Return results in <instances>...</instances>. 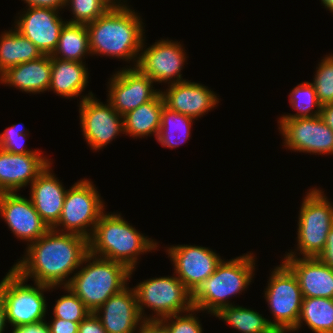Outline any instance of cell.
Here are the masks:
<instances>
[{
	"label": "cell",
	"instance_id": "obj_25",
	"mask_svg": "<svg viewBox=\"0 0 333 333\" xmlns=\"http://www.w3.org/2000/svg\"><path fill=\"white\" fill-rule=\"evenodd\" d=\"M165 105L161 92L151 101L123 115L124 134L132 138H157Z\"/></svg>",
	"mask_w": 333,
	"mask_h": 333
},
{
	"label": "cell",
	"instance_id": "obj_45",
	"mask_svg": "<svg viewBox=\"0 0 333 333\" xmlns=\"http://www.w3.org/2000/svg\"><path fill=\"white\" fill-rule=\"evenodd\" d=\"M110 8H122L128 6V0H102ZM127 1V2H126Z\"/></svg>",
	"mask_w": 333,
	"mask_h": 333
},
{
	"label": "cell",
	"instance_id": "obj_11",
	"mask_svg": "<svg viewBox=\"0 0 333 333\" xmlns=\"http://www.w3.org/2000/svg\"><path fill=\"white\" fill-rule=\"evenodd\" d=\"M145 39L136 66L144 75L159 85L188 80L181 74L188 56L180 41L161 38L147 48Z\"/></svg>",
	"mask_w": 333,
	"mask_h": 333
},
{
	"label": "cell",
	"instance_id": "obj_10",
	"mask_svg": "<svg viewBox=\"0 0 333 333\" xmlns=\"http://www.w3.org/2000/svg\"><path fill=\"white\" fill-rule=\"evenodd\" d=\"M264 298L272 314L269 324L277 333H291L301 311L302 292L296 275L282 261L271 271Z\"/></svg>",
	"mask_w": 333,
	"mask_h": 333
},
{
	"label": "cell",
	"instance_id": "obj_6",
	"mask_svg": "<svg viewBox=\"0 0 333 333\" xmlns=\"http://www.w3.org/2000/svg\"><path fill=\"white\" fill-rule=\"evenodd\" d=\"M323 190L310 188L302 198L297 220V247L285 252L283 257H318L323 251L333 226V202Z\"/></svg>",
	"mask_w": 333,
	"mask_h": 333
},
{
	"label": "cell",
	"instance_id": "obj_1",
	"mask_svg": "<svg viewBox=\"0 0 333 333\" xmlns=\"http://www.w3.org/2000/svg\"><path fill=\"white\" fill-rule=\"evenodd\" d=\"M25 250L11 268L27 281L62 287L79 269L89 245L83 236L49 229Z\"/></svg>",
	"mask_w": 333,
	"mask_h": 333
},
{
	"label": "cell",
	"instance_id": "obj_36",
	"mask_svg": "<svg viewBox=\"0 0 333 333\" xmlns=\"http://www.w3.org/2000/svg\"><path fill=\"white\" fill-rule=\"evenodd\" d=\"M201 312L199 309L192 308L188 312L167 316L161 320L168 326L171 333H204L202 323L197 316Z\"/></svg>",
	"mask_w": 333,
	"mask_h": 333
},
{
	"label": "cell",
	"instance_id": "obj_38",
	"mask_svg": "<svg viewBox=\"0 0 333 333\" xmlns=\"http://www.w3.org/2000/svg\"><path fill=\"white\" fill-rule=\"evenodd\" d=\"M78 333H107L103 328L101 321L94 314L90 313L78 327Z\"/></svg>",
	"mask_w": 333,
	"mask_h": 333
},
{
	"label": "cell",
	"instance_id": "obj_3",
	"mask_svg": "<svg viewBox=\"0 0 333 333\" xmlns=\"http://www.w3.org/2000/svg\"><path fill=\"white\" fill-rule=\"evenodd\" d=\"M123 217L121 212L101 215L88 239L89 253L122 263L130 270L131 279L141 255L156 251L159 242L137 231Z\"/></svg>",
	"mask_w": 333,
	"mask_h": 333
},
{
	"label": "cell",
	"instance_id": "obj_8",
	"mask_svg": "<svg viewBox=\"0 0 333 333\" xmlns=\"http://www.w3.org/2000/svg\"><path fill=\"white\" fill-rule=\"evenodd\" d=\"M133 288L143 320H161L167 316L188 312L193 308L192 293L174 273L172 276L144 279ZM145 309L152 310V314L146 315Z\"/></svg>",
	"mask_w": 333,
	"mask_h": 333
},
{
	"label": "cell",
	"instance_id": "obj_14",
	"mask_svg": "<svg viewBox=\"0 0 333 333\" xmlns=\"http://www.w3.org/2000/svg\"><path fill=\"white\" fill-rule=\"evenodd\" d=\"M108 78L107 101L120 114L125 115L138 106L153 100L160 92L154 81L137 67H122Z\"/></svg>",
	"mask_w": 333,
	"mask_h": 333
},
{
	"label": "cell",
	"instance_id": "obj_4",
	"mask_svg": "<svg viewBox=\"0 0 333 333\" xmlns=\"http://www.w3.org/2000/svg\"><path fill=\"white\" fill-rule=\"evenodd\" d=\"M256 260L252 251L229 261L223 259L215 272L192 293L193 308L215 315L220 309L233 305L230 299L247 291L252 284Z\"/></svg>",
	"mask_w": 333,
	"mask_h": 333
},
{
	"label": "cell",
	"instance_id": "obj_26",
	"mask_svg": "<svg viewBox=\"0 0 333 333\" xmlns=\"http://www.w3.org/2000/svg\"><path fill=\"white\" fill-rule=\"evenodd\" d=\"M41 51L24 35L11 27L0 34V75L8 68L36 60Z\"/></svg>",
	"mask_w": 333,
	"mask_h": 333
},
{
	"label": "cell",
	"instance_id": "obj_15",
	"mask_svg": "<svg viewBox=\"0 0 333 333\" xmlns=\"http://www.w3.org/2000/svg\"><path fill=\"white\" fill-rule=\"evenodd\" d=\"M165 251L174 274L191 293L215 272L223 260L215 250L202 245H170Z\"/></svg>",
	"mask_w": 333,
	"mask_h": 333
},
{
	"label": "cell",
	"instance_id": "obj_27",
	"mask_svg": "<svg viewBox=\"0 0 333 333\" xmlns=\"http://www.w3.org/2000/svg\"><path fill=\"white\" fill-rule=\"evenodd\" d=\"M86 56H92L87 26L66 23L61 30L57 47L51 57L84 62Z\"/></svg>",
	"mask_w": 333,
	"mask_h": 333
},
{
	"label": "cell",
	"instance_id": "obj_2",
	"mask_svg": "<svg viewBox=\"0 0 333 333\" xmlns=\"http://www.w3.org/2000/svg\"><path fill=\"white\" fill-rule=\"evenodd\" d=\"M141 14L125 6L109 8L95 21L87 24L90 51L95 56H109L132 62L136 67L145 38V23Z\"/></svg>",
	"mask_w": 333,
	"mask_h": 333
},
{
	"label": "cell",
	"instance_id": "obj_30",
	"mask_svg": "<svg viewBox=\"0 0 333 333\" xmlns=\"http://www.w3.org/2000/svg\"><path fill=\"white\" fill-rule=\"evenodd\" d=\"M194 121L192 117L172 111L164 105L156 142L170 149L179 147L190 139Z\"/></svg>",
	"mask_w": 333,
	"mask_h": 333
},
{
	"label": "cell",
	"instance_id": "obj_12",
	"mask_svg": "<svg viewBox=\"0 0 333 333\" xmlns=\"http://www.w3.org/2000/svg\"><path fill=\"white\" fill-rule=\"evenodd\" d=\"M96 95L79 102L80 127L84 140L92 151L106 148L117 136L124 134L123 116L107 101Z\"/></svg>",
	"mask_w": 333,
	"mask_h": 333
},
{
	"label": "cell",
	"instance_id": "obj_31",
	"mask_svg": "<svg viewBox=\"0 0 333 333\" xmlns=\"http://www.w3.org/2000/svg\"><path fill=\"white\" fill-rule=\"evenodd\" d=\"M290 107L296 112L281 115L277 119H296L320 116L321 104L316 95L312 82H302L295 86L289 93Z\"/></svg>",
	"mask_w": 333,
	"mask_h": 333
},
{
	"label": "cell",
	"instance_id": "obj_35",
	"mask_svg": "<svg viewBox=\"0 0 333 333\" xmlns=\"http://www.w3.org/2000/svg\"><path fill=\"white\" fill-rule=\"evenodd\" d=\"M27 138H29V130L23 123L12 124L0 133V148L13 154L43 153L38 149L28 150L27 145L24 144Z\"/></svg>",
	"mask_w": 333,
	"mask_h": 333
},
{
	"label": "cell",
	"instance_id": "obj_22",
	"mask_svg": "<svg viewBox=\"0 0 333 333\" xmlns=\"http://www.w3.org/2000/svg\"><path fill=\"white\" fill-rule=\"evenodd\" d=\"M296 275L303 298L333 299V269L317 257H284Z\"/></svg>",
	"mask_w": 333,
	"mask_h": 333
},
{
	"label": "cell",
	"instance_id": "obj_23",
	"mask_svg": "<svg viewBox=\"0 0 333 333\" xmlns=\"http://www.w3.org/2000/svg\"><path fill=\"white\" fill-rule=\"evenodd\" d=\"M51 69V55H43L36 60L8 68L0 75V83L26 94L45 93L50 87Z\"/></svg>",
	"mask_w": 333,
	"mask_h": 333
},
{
	"label": "cell",
	"instance_id": "obj_9",
	"mask_svg": "<svg viewBox=\"0 0 333 333\" xmlns=\"http://www.w3.org/2000/svg\"><path fill=\"white\" fill-rule=\"evenodd\" d=\"M93 183L92 180L83 178L67 190L60 219L53 230L89 239L106 210L104 200Z\"/></svg>",
	"mask_w": 333,
	"mask_h": 333
},
{
	"label": "cell",
	"instance_id": "obj_19",
	"mask_svg": "<svg viewBox=\"0 0 333 333\" xmlns=\"http://www.w3.org/2000/svg\"><path fill=\"white\" fill-rule=\"evenodd\" d=\"M52 161L43 153L13 154L0 148V193L30 186Z\"/></svg>",
	"mask_w": 333,
	"mask_h": 333
},
{
	"label": "cell",
	"instance_id": "obj_24",
	"mask_svg": "<svg viewBox=\"0 0 333 333\" xmlns=\"http://www.w3.org/2000/svg\"><path fill=\"white\" fill-rule=\"evenodd\" d=\"M89 69L85 62H75L52 57L51 82L49 91L65 99H83L95 95L92 91L84 95L88 86ZM83 94V95H81Z\"/></svg>",
	"mask_w": 333,
	"mask_h": 333
},
{
	"label": "cell",
	"instance_id": "obj_13",
	"mask_svg": "<svg viewBox=\"0 0 333 333\" xmlns=\"http://www.w3.org/2000/svg\"><path fill=\"white\" fill-rule=\"evenodd\" d=\"M285 149L293 152L333 155V130L320 118L278 119Z\"/></svg>",
	"mask_w": 333,
	"mask_h": 333
},
{
	"label": "cell",
	"instance_id": "obj_5",
	"mask_svg": "<svg viewBox=\"0 0 333 333\" xmlns=\"http://www.w3.org/2000/svg\"><path fill=\"white\" fill-rule=\"evenodd\" d=\"M129 281L130 270L125 265L88 253L66 286L94 313Z\"/></svg>",
	"mask_w": 333,
	"mask_h": 333
},
{
	"label": "cell",
	"instance_id": "obj_46",
	"mask_svg": "<svg viewBox=\"0 0 333 333\" xmlns=\"http://www.w3.org/2000/svg\"><path fill=\"white\" fill-rule=\"evenodd\" d=\"M320 1L326 10H329L331 13H333V0H320Z\"/></svg>",
	"mask_w": 333,
	"mask_h": 333
},
{
	"label": "cell",
	"instance_id": "obj_43",
	"mask_svg": "<svg viewBox=\"0 0 333 333\" xmlns=\"http://www.w3.org/2000/svg\"><path fill=\"white\" fill-rule=\"evenodd\" d=\"M320 118L333 130V103L321 106Z\"/></svg>",
	"mask_w": 333,
	"mask_h": 333
},
{
	"label": "cell",
	"instance_id": "obj_20",
	"mask_svg": "<svg viewBox=\"0 0 333 333\" xmlns=\"http://www.w3.org/2000/svg\"><path fill=\"white\" fill-rule=\"evenodd\" d=\"M94 314L107 333H139L143 322L135 290L129 285L112 295Z\"/></svg>",
	"mask_w": 333,
	"mask_h": 333
},
{
	"label": "cell",
	"instance_id": "obj_40",
	"mask_svg": "<svg viewBox=\"0 0 333 333\" xmlns=\"http://www.w3.org/2000/svg\"><path fill=\"white\" fill-rule=\"evenodd\" d=\"M317 258L333 269V226L327 235L325 247Z\"/></svg>",
	"mask_w": 333,
	"mask_h": 333
},
{
	"label": "cell",
	"instance_id": "obj_37",
	"mask_svg": "<svg viewBox=\"0 0 333 333\" xmlns=\"http://www.w3.org/2000/svg\"><path fill=\"white\" fill-rule=\"evenodd\" d=\"M48 327L49 333H78L79 323L52 318Z\"/></svg>",
	"mask_w": 333,
	"mask_h": 333
},
{
	"label": "cell",
	"instance_id": "obj_39",
	"mask_svg": "<svg viewBox=\"0 0 333 333\" xmlns=\"http://www.w3.org/2000/svg\"><path fill=\"white\" fill-rule=\"evenodd\" d=\"M139 333H171L162 320H143Z\"/></svg>",
	"mask_w": 333,
	"mask_h": 333
},
{
	"label": "cell",
	"instance_id": "obj_18",
	"mask_svg": "<svg viewBox=\"0 0 333 333\" xmlns=\"http://www.w3.org/2000/svg\"><path fill=\"white\" fill-rule=\"evenodd\" d=\"M167 87L166 90H161L165 106L195 120L217 108L220 102L218 94L213 90L191 80L169 84Z\"/></svg>",
	"mask_w": 333,
	"mask_h": 333
},
{
	"label": "cell",
	"instance_id": "obj_44",
	"mask_svg": "<svg viewBox=\"0 0 333 333\" xmlns=\"http://www.w3.org/2000/svg\"><path fill=\"white\" fill-rule=\"evenodd\" d=\"M8 322H7V315H6V309L5 304L2 298V294L0 292V333L5 332V328L7 329Z\"/></svg>",
	"mask_w": 333,
	"mask_h": 333
},
{
	"label": "cell",
	"instance_id": "obj_33",
	"mask_svg": "<svg viewBox=\"0 0 333 333\" xmlns=\"http://www.w3.org/2000/svg\"><path fill=\"white\" fill-rule=\"evenodd\" d=\"M318 62L312 83L321 105L333 103V53L326 54Z\"/></svg>",
	"mask_w": 333,
	"mask_h": 333
},
{
	"label": "cell",
	"instance_id": "obj_42",
	"mask_svg": "<svg viewBox=\"0 0 333 333\" xmlns=\"http://www.w3.org/2000/svg\"><path fill=\"white\" fill-rule=\"evenodd\" d=\"M26 3V7L51 8L62 11L65 8L66 0H21Z\"/></svg>",
	"mask_w": 333,
	"mask_h": 333
},
{
	"label": "cell",
	"instance_id": "obj_21",
	"mask_svg": "<svg viewBox=\"0 0 333 333\" xmlns=\"http://www.w3.org/2000/svg\"><path fill=\"white\" fill-rule=\"evenodd\" d=\"M50 163L30 184L29 197L42 220L52 229L59 221L68 189L59 181Z\"/></svg>",
	"mask_w": 333,
	"mask_h": 333
},
{
	"label": "cell",
	"instance_id": "obj_34",
	"mask_svg": "<svg viewBox=\"0 0 333 333\" xmlns=\"http://www.w3.org/2000/svg\"><path fill=\"white\" fill-rule=\"evenodd\" d=\"M72 18L67 23L87 25L103 15L110 7L102 0H66L65 9Z\"/></svg>",
	"mask_w": 333,
	"mask_h": 333
},
{
	"label": "cell",
	"instance_id": "obj_17",
	"mask_svg": "<svg viewBox=\"0 0 333 333\" xmlns=\"http://www.w3.org/2000/svg\"><path fill=\"white\" fill-rule=\"evenodd\" d=\"M16 239L32 242L42 237L50 228L42 220L29 197L15 193H0V219Z\"/></svg>",
	"mask_w": 333,
	"mask_h": 333
},
{
	"label": "cell",
	"instance_id": "obj_29",
	"mask_svg": "<svg viewBox=\"0 0 333 333\" xmlns=\"http://www.w3.org/2000/svg\"><path fill=\"white\" fill-rule=\"evenodd\" d=\"M240 333H277L260 312L240 305L220 309L215 315Z\"/></svg>",
	"mask_w": 333,
	"mask_h": 333
},
{
	"label": "cell",
	"instance_id": "obj_28",
	"mask_svg": "<svg viewBox=\"0 0 333 333\" xmlns=\"http://www.w3.org/2000/svg\"><path fill=\"white\" fill-rule=\"evenodd\" d=\"M303 325L314 333H333V299L303 298L298 323L291 332Z\"/></svg>",
	"mask_w": 333,
	"mask_h": 333
},
{
	"label": "cell",
	"instance_id": "obj_16",
	"mask_svg": "<svg viewBox=\"0 0 333 333\" xmlns=\"http://www.w3.org/2000/svg\"><path fill=\"white\" fill-rule=\"evenodd\" d=\"M22 11L15 16L17 19L13 27L29 39L43 55H52L67 20L62 19L57 9L25 7Z\"/></svg>",
	"mask_w": 333,
	"mask_h": 333
},
{
	"label": "cell",
	"instance_id": "obj_41",
	"mask_svg": "<svg viewBox=\"0 0 333 333\" xmlns=\"http://www.w3.org/2000/svg\"><path fill=\"white\" fill-rule=\"evenodd\" d=\"M11 331V333H49V327L48 322L44 320L34 324L16 326Z\"/></svg>",
	"mask_w": 333,
	"mask_h": 333
},
{
	"label": "cell",
	"instance_id": "obj_7",
	"mask_svg": "<svg viewBox=\"0 0 333 333\" xmlns=\"http://www.w3.org/2000/svg\"><path fill=\"white\" fill-rule=\"evenodd\" d=\"M27 284L15 270L10 268L0 282V292L5 304L7 322L11 329L44 321L48 303L44 292H53L58 286Z\"/></svg>",
	"mask_w": 333,
	"mask_h": 333
},
{
	"label": "cell",
	"instance_id": "obj_32",
	"mask_svg": "<svg viewBox=\"0 0 333 333\" xmlns=\"http://www.w3.org/2000/svg\"><path fill=\"white\" fill-rule=\"evenodd\" d=\"M64 289L63 294L55 300L52 307L51 318H59L65 321L81 323L91 312L85 307L84 303L67 286H58V289Z\"/></svg>",
	"mask_w": 333,
	"mask_h": 333
}]
</instances>
